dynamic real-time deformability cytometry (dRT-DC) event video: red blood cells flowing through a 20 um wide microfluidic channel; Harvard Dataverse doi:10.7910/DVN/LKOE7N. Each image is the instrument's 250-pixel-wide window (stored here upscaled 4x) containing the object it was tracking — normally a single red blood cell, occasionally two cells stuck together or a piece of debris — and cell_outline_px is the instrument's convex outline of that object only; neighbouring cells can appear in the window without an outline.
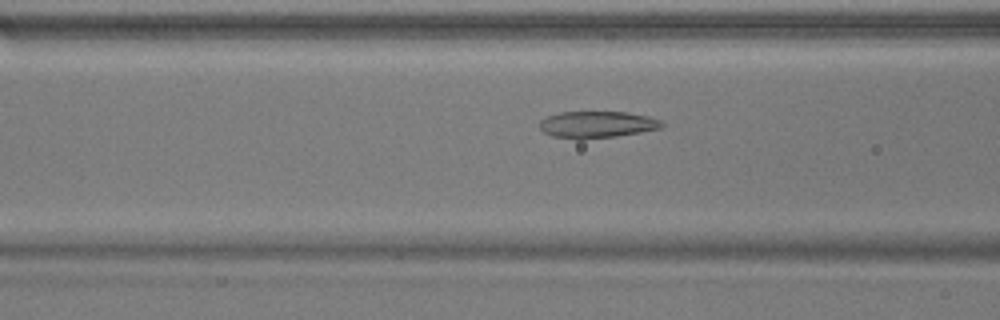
{"species": "common noctule bat (a hibernating species)", "species_latin": "Nyctalus noctula", "temperature_condition": "warm", "stored_images_in_passage": 30, "camera_frame_rate_fps": 3000, "um_per_image_px": 0.085, "animal": {"sex": "male", "body_mass_g": 17.9}, "frame": {"image": 1, "passage_image": 11, "time_ms": 3.333, "image_size_px": [1000, 320], "cell_outline_px": [[664, 124], [660, 128], [640, 132], [616, 136], [580, 140], [576, 140], [552, 136], [544, 132], [540, 128], [540, 120], [548, 116], [560, 112], [628, 112], [648, 116], [660, 120]], "centroid_in_image_um": [50.72, 10.59], "position_along_channel_um": 115.9, "area_um2": 19.07}}
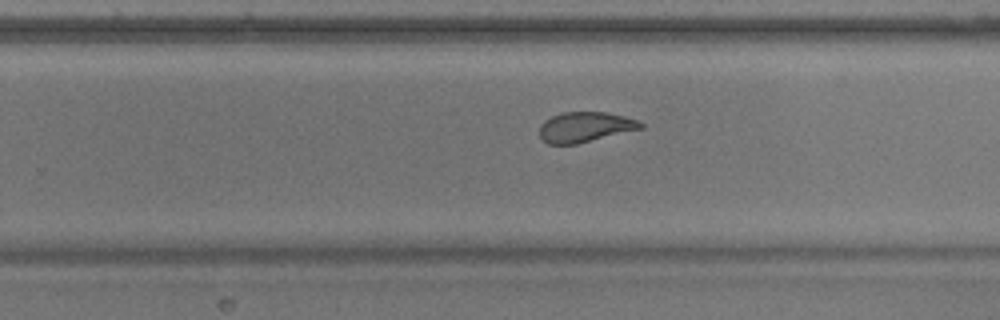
{"frame": {"image": 2, "passage_image": 24, "time_ms": 7.667, "image_size_px": [1000, 320], "cell_outline_px": [[644, 128], [576, 144], [548, 144], [540, 136], [540, 124], [544, 120], [552, 116], [564, 112], [608, 112], [624, 116], [636, 120], [644, 124]], "centroid_in_image_um": [49.74, 10.79], "position_along_channel_um": 280.1, "area_um2": 17.74}}
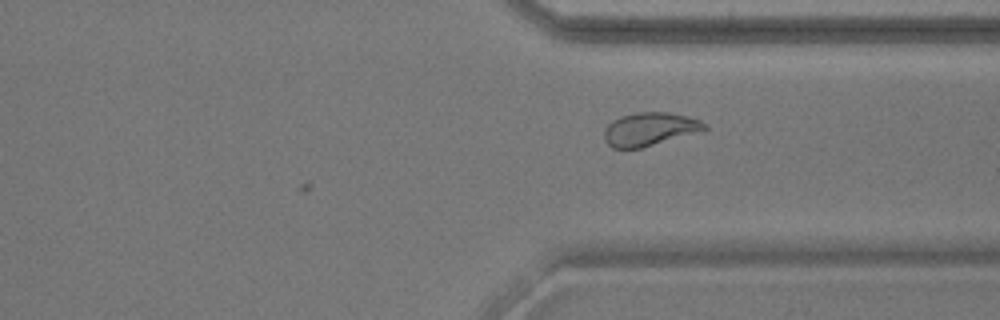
{"frame": {"image": 3, "passage_image": 30, "time_ms": 9.667, "image_size_px": [1000, 320], "cell_outline_px": [[708, 128], [704, 132], [640, 148], [612, 148], [604, 140], [604, 128], [612, 120], [620, 116], [636, 112], [668, 112], [688, 116], [700, 120], [708, 124]], "centroid_in_image_um": [55.27, 10.97], "position_along_channel_um": 356.1, "area_um2": 19.94}}